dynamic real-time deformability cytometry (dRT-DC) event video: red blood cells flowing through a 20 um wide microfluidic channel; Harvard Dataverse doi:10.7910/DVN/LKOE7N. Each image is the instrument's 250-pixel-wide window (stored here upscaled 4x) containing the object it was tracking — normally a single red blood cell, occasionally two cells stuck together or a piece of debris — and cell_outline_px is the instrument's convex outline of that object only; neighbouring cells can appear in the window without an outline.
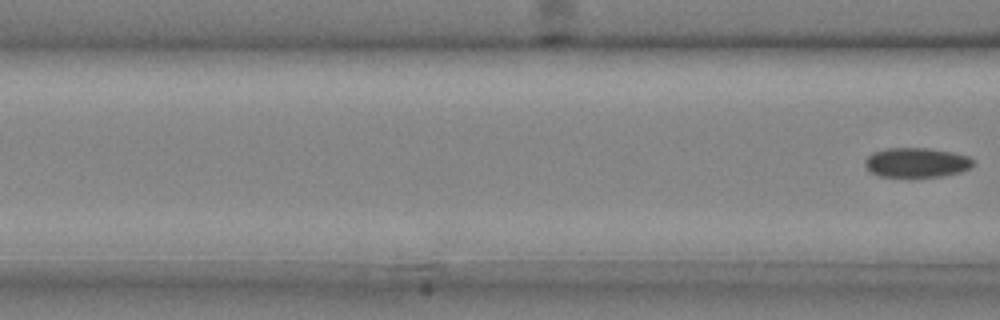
{"species": "common noctule bat (a hibernating species)", "species_latin": "Nyctalus noctula", "temperature_condition": "cold", "stored_images_in_passage": 6, "camera_frame_rate_fps": 3000, "um_per_image_px": 0.085, "animal": {"sex": "male", "body_mass_g": 20.4}, "frame": {"image": 1, "passage_image": 6, "time_ms": 1.667, "image_size_px": [1000, 320], "cell_outline_px": [[972, 168], [960, 172], [940, 176], [880, 176], [872, 172], [864, 164], [864, 160], [872, 152], [888, 148], [928, 148], [952, 152], [968, 156], [972, 160]], "centroid_in_image_um": [77.9, 13.8], "position_along_channel_um": 88.7, "area_um2": 18.44}}